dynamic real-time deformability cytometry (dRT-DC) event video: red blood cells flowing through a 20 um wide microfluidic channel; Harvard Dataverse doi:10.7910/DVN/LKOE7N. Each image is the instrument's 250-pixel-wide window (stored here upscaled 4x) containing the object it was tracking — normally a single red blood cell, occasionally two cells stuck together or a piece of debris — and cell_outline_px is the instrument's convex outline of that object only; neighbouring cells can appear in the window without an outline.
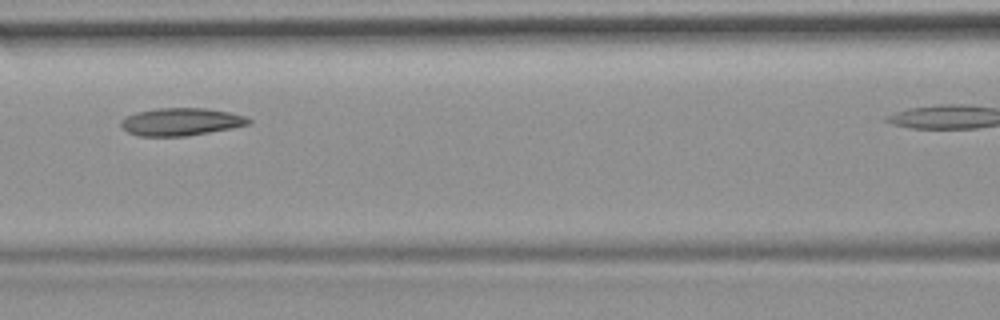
{"species": "common noctule bat (a hibernating species)", "species_latin": "Nyctalus noctula", "temperature_condition": "room temperature", "stored_images_in_passage": 29, "camera_frame_rate_fps": 3000, "um_per_image_px": 0.085, "animal": {"sex": "female", "body_mass_g": 19.9}, "frame": {"image": 1, "passage_image": 9, "time_ms": 2.667, "image_size_px": [1000, 320], "cell_outline_px": [[252, 124], [232, 128], [184, 136], [140, 136], [128, 132], [120, 124], [120, 120], [124, 116], [136, 112], [156, 108], [204, 108], [232, 112], [244, 116], [252, 120]], "centroid_in_image_um": [15.39, 10.34], "position_along_channel_um": 151.2, "area_um2": 20.63}}